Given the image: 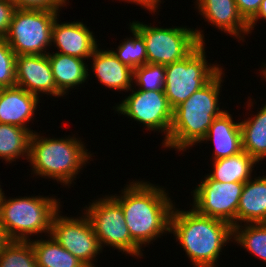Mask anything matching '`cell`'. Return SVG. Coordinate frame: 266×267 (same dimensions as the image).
<instances>
[{
	"label": "cell",
	"mask_w": 266,
	"mask_h": 267,
	"mask_svg": "<svg viewBox=\"0 0 266 267\" xmlns=\"http://www.w3.org/2000/svg\"><path fill=\"white\" fill-rule=\"evenodd\" d=\"M233 241L266 263V223L239 224L233 227Z\"/></svg>",
	"instance_id": "25"
},
{
	"label": "cell",
	"mask_w": 266,
	"mask_h": 267,
	"mask_svg": "<svg viewBox=\"0 0 266 267\" xmlns=\"http://www.w3.org/2000/svg\"><path fill=\"white\" fill-rule=\"evenodd\" d=\"M253 179L244 183L237 208L236 226L242 222L266 223V176Z\"/></svg>",
	"instance_id": "19"
},
{
	"label": "cell",
	"mask_w": 266,
	"mask_h": 267,
	"mask_svg": "<svg viewBox=\"0 0 266 267\" xmlns=\"http://www.w3.org/2000/svg\"><path fill=\"white\" fill-rule=\"evenodd\" d=\"M55 19L52 27L51 44L56 45L57 53L77 57L86 61L98 47L94 33L80 21L58 23Z\"/></svg>",
	"instance_id": "14"
},
{
	"label": "cell",
	"mask_w": 266,
	"mask_h": 267,
	"mask_svg": "<svg viewBox=\"0 0 266 267\" xmlns=\"http://www.w3.org/2000/svg\"><path fill=\"white\" fill-rule=\"evenodd\" d=\"M16 86L36 96H63L56 87L48 54L16 56Z\"/></svg>",
	"instance_id": "13"
},
{
	"label": "cell",
	"mask_w": 266,
	"mask_h": 267,
	"mask_svg": "<svg viewBox=\"0 0 266 267\" xmlns=\"http://www.w3.org/2000/svg\"><path fill=\"white\" fill-rule=\"evenodd\" d=\"M51 71L56 87L62 95L68 90L87 82L90 76L88 65L83 59L61 53H48Z\"/></svg>",
	"instance_id": "20"
},
{
	"label": "cell",
	"mask_w": 266,
	"mask_h": 267,
	"mask_svg": "<svg viewBox=\"0 0 266 267\" xmlns=\"http://www.w3.org/2000/svg\"><path fill=\"white\" fill-rule=\"evenodd\" d=\"M48 239L30 240L37 267H87L72 253L63 248L51 235Z\"/></svg>",
	"instance_id": "23"
},
{
	"label": "cell",
	"mask_w": 266,
	"mask_h": 267,
	"mask_svg": "<svg viewBox=\"0 0 266 267\" xmlns=\"http://www.w3.org/2000/svg\"><path fill=\"white\" fill-rule=\"evenodd\" d=\"M257 163L252 156L242 151L234 156L213 160L214 168L208 175L218 182L245 183L251 179L252 171Z\"/></svg>",
	"instance_id": "21"
},
{
	"label": "cell",
	"mask_w": 266,
	"mask_h": 267,
	"mask_svg": "<svg viewBox=\"0 0 266 267\" xmlns=\"http://www.w3.org/2000/svg\"><path fill=\"white\" fill-rule=\"evenodd\" d=\"M55 197L0 198V225L10 240L29 241L34 234L50 235L54 214L61 208ZM30 235V236H29Z\"/></svg>",
	"instance_id": "5"
},
{
	"label": "cell",
	"mask_w": 266,
	"mask_h": 267,
	"mask_svg": "<svg viewBox=\"0 0 266 267\" xmlns=\"http://www.w3.org/2000/svg\"><path fill=\"white\" fill-rule=\"evenodd\" d=\"M90 59L93 74L102 85L115 91H129L133 87V69L120 62L111 50L97 47Z\"/></svg>",
	"instance_id": "17"
},
{
	"label": "cell",
	"mask_w": 266,
	"mask_h": 267,
	"mask_svg": "<svg viewBox=\"0 0 266 267\" xmlns=\"http://www.w3.org/2000/svg\"><path fill=\"white\" fill-rule=\"evenodd\" d=\"M126 186L120 196H111L123 210L131 238L142 248L169 232L175 203L165 188L149 181L133 180Z\"/></svg>",
	"instance_id": "1"
},
{
	"label": "cell",
	"mask_w": 266,
	"mask_h": 267,
	"mask_svg": "<svg viewBox=\"0 0 266 267\" xmlns=\"http://www.w3.org/2000/svg\"><path fill=\"white\" fill-rule=\"evenodd\" d=\"M252 116L240 122L242 150L259 163L266 158V104Z\"/></svg>",
	"instance_id": "22"
},
{
	"label": "cell",
	"mask_w": 266,
	"mask_h": 267,
	"mask_svg": "<svg viewBox=\"0 0 266 267\" xmlns=\"http://www.w3.org/2000/svg\"><path fill=\"white\" fill-rule=\"evenodd\" d=\"M259 19L266 20V0H262L259 11L257 14L248 22V29L249 32L251 33L252 30L254 29L257 21Z\"/></svg>",
	"instance_id": "34"
},
{
	"label": "cell",
	"mask_w": 266,
	"mask_h": 267,
	"mask_svg": "<svg viewBox=\"0 0 266 267\" xmlns=\"http://www.w3.org/2000/svg\"><path fill=\"white\" fill-rule=\"evenodd\" d=\"M127 3H134V4H138L141 7L147 8L148 11H150V13L152 12H157L156 10L159 9L158 6L160 5L159 3H161V0H123Z\"/></svg>",
	"instance_id": "33"
},
{
	"label": "cell",
	"mask_w": 266,
	"mask_h": 267,
	"mask_svg": "<svg viewBox=\"0 0 266 267\" xmlns=\"http://www.w3.org/2000/svg\"><path fill=\"white\" fill-rule=\"evenodd\" d=\"M60 209L54 214L50 235L67 251L87 267H95L94 260L102 250L88 216H61Z\"/></svg>",
	"instance_id": "10"
},
{
	"label": "cell",
	"mask_w": 266,
	"mask_h": 267,
	"mask_svg": "<svg viewBox=\"0 0 266 267\" xmlns=\"http://www.w3.org/2000/svg\"><path fill=\"white\" fill-rule=\"evenodd\" d=\"M84 143L70 135L66 138L43 137L33 132L30 137L29 160L32 174L71 186L88 160L93 159ZM81 169V170H80ZM79 172V173H78Z\"/></svg>",
	"instance_id": "4"
},
{
	"label": "cell",
	"mask_w": 266,
	"mask_h": 267,
	"mask_svg": "<svg viewBox=\"0 0 266 267\" xmlns=\"http://www.w3.org/2000/svg\"><path fill=\"white\" fill-rule=\"evenodd\" d=\"M39 97L18 86L2 88L0 91V123L16 125L28 129L31 133L35 132L28 127V124L33 120L40 102Z\"/></svg>",
	"instance_id": "16"
},
{
	"label": "cell",
	"mask_w": 266,
	"mask_h": 267,
	"mask_svg": "<svg viewBox=\"0 0 266 267\" xmlns=\"http://www.w3.org/2000/svg\"><path fill=\"white\" fill-rule=\"evenodd\" d=\"M223 68L201 89L173 109L172 123L165 148L186 151L206 136L213 120L225 110L219 106Z\"/></svg>",
	"instance_id": "3"
},
{
	"label": "cell",
	"mask_w": 266,
	"mask_h": 267,
	"mask_svg": "<svg viewBox=\"0 0 266 267\" xmlns=\"http://www.w3.org/2000/svg\"><path fill=\"white\" fill-rule=\"evenodd\" d=\"M0 267H37L31 240H11L0 253Z\"/></svg>",
	"instance_id": "27"
},
{
	"label": "cell",
	"mask_w": 266,
	"mask_h": 267,
	"mask_svg": "<svg viewBox=\"0 0 266 267\" xmlns=\"http://www.w3.org/2000/svg\"><path fill=\"white\" fill-rule=\"evenodd\" d=\"M263 66H264V68H263ZM263 66L261 68L262 69L261 74L264 76L263 79H265V81H266V64L263 63Z\"/></svg>",
	"instance_id": "36"
},
{
	"label": "cell",
	"mask_w": 266,
	"mask_h": 267,
	"mask_svg": "<svg viewBox=\"0 0 266 267\" xmlns=\"http://www.w3.org/2000/svg\"><path fill=\"white\" fill-rule=\"evenodd\" d=\"M172 209L170 230L193 267H216L222 247L233 242V226L226 221L198 214L193 208Z\"/></svg>",
	"instance_id": "2"
},
{
	"label": "cell",
	"mask_w": 266,
	"mask_h": 267,
	"mask_svg": "<svg viewBox=\"0 0 266 267\" xmlns=\"http://www.w3.org/2000/svg\"><path fill=\"white\" fill-rule=\"evenodd\" d=\"M195 2L199 14L210 25L216 26L224 33L235 36L234 38H239L242 42L244 35L250 34L248 22L240 14L235 0H196Z\"/></svg>",
	"instance_id": "15"
},
{
	"label": "cell",
	"mask_w": 266,
	"mask_h": 267,
	"mask_svg": "<svg viewBox=\"0 0 266 267\" xmlns=\"http://www.w3.org/2000/svg\"><path fill=\"white\" fill-rule=\"evenodd\" d=\"M130 91L131 95L129 94L114 109L121 115L142 123L149 131L163 132L164 143L168 139L173 117V109L164 91H134V88Z\"/></svg>",
	"instance_id": "11"
},
{
	"label": "cell",
	"mask_w": 266,
	"mask_h": 267,
	"mask_svg": "<svg viewBox=\"0 0 266 267\" xmlns=\"http://www.w3.org/2000/svg\"><path fill=\"white\" fill-rule=\"evenodd\" d=\"M130 25L143 37L147 63L168 65L183 60L201 43L205 44L202 30L187 27H156L133 21Z\"/></svg>",
	"instance_id": "6"
},
{
	"label": "cell",
	"mask_w": 266,
	"mask_h": 267,
	"mask_svg": "<svg viewBox=\"0 0 266 267\" xmlns=\"http://www.w3.org/2000/svg\"><path fill=\"white\" fill-rule=\"evenodd\" d=\"M31 134L28 129L0 123V159L7 163L20 157L29 160Z\"/></svg>",
	"instance_id": "24"
},
{
	"label": "cell",
	"mask_w": 266,
	"mask_h": 267,
	"mask_svg": "<svg viewBox=\"0 0 266 267\" xmlns=\"http://www.w3.org/2000/svg\"><path fill=\"white\" fill-rule=\"evenodd\" d=\"M242 17L249 22L259 11L262 0H235Z\"/></svg>",
	"instance_id": "32"
},
{
	"label": "cell",
	"mask_w": 266,
	"mask_h": 267,
	"mask_svg": "<svg viewBox=\"0 0 266 267\" xmlns=\"http://www.w3.org/2000/svg\"><path fill=\"white\" fill-rule=\"evenodd\" d=\"M2 195H3V191H2V188L0 187V198H1Z\"/></svg>",
	"instance_id": "37"
},
{
	"label": "cell",
	"mask_w": 266,
	"mask_h": 267,
	"mask_svg": "<svg viewBox=\"0 0 266 267\" xmlns=\"http://www.w3.org/2000/svg\"><path fill=\"white\" fill-rule=\"evenodd\" d=\"M16 9L11 0H0V38L8 33Z\"/></svg>",
	"instance_id": "31"
},
{
	"label": "cell",
	"mask_w": 266,
	"mask_h": 267,
	"mask_svg": "<svg viewBox=\"0 0 266 267\" xmlns=\"http://www.w3.org/2000/svg\"><path fill=\"white\" fill-rule=\"evenodd\" d=\"M205 45L200 44L183 60L165 66L164 93L172 109L205 86L221 69L206 60Z\"/></svg>",
	"instance_id": "7"
},
{
	"label": "cell",
	"mask_w": 266,
	"mask_h": 267,
	"mask_svg": "<svg viewBox=\"0 0 266 267\" xmlns=\"http://www.w3.org/2000/svg\"><path fill=\"white\" fill-rule=\"evenodd\" d=\"M16 54L5 38H0V87L16 86Z\"/></svg>",
	"instance_id": "29"
},
{
	"label": "cell",
	"mask_w": 266,
	"mask_h": 267,
	"mask_svg": "<svg viewBox=\"0 0 266 267\" xmlns=\"http://www.w3.org/2000/svg\"><path fill=\"white\" fill-rule=\"evenodd\" d=\"M17 9L61 10L67 6V0H11Z\"/></svg>",
	"instance_id": "30"
},
{
	"label": "cell",
	"mask_w": 266,
	"mask_h": 267,
	"mask_svg": "<svg viewBox=\"0 0 266 267\" xmlns=\"http://www.w3.org/2000/svg\"><path fill=\"white\" fill-rule=\"evenodd\" d=\"M10 241L5 229L0 225V253Z\"/></svg>",
	"instance_id": "35"
},
{
	"label": "cell",
	"mask_w": 266,
	"mask_h": 267,
	"mask_svg": "<svg viewBox=\"0 0 266 267\" xmlns=\"http://www.w3.org/2000/svg\"><path fill=\"white\" fill-rule=\"evenodd\" d=\"M244 183L218 182L206 175L193 190V209L201 215L236 226V214Z\"/></svg>",
	"instance_id": "12"
},
{
	"label": "cell",
	"mask_w": 266,
	"mask_h": 267,
	"mask_svg": "<svg viewBox=\"0 0 266 267\" xmlns=\"http://www.w3.org/2000/svg\"><path fill=\"white\" fill-rule=\"evenodd\" d=\"M60 10L16 9L4 37L19 55H46L51 44L52 27Z\"/></svg>",
	"instance_id": "8"
},
{
	"label": "cell",
	"mask_w": 266,
	"mask_h": 267,
	"mask_svg": "<svg viewBox=\"0 0 266 267\" xmlns=\"http://www.w3.org/2000/svg\"><path fill=\"white\" fill-rule=\"evenodd\" d=\"M89 203L84 213L91 221L101 249L108 245L130 256H143L141 247L131 238L120 204L111 194Z\"/></svg>",
	"instance_id": "9"
},
{
	"label": "cell",
	"mask_w": 266,
	"mask_h": 267,
	"mask_svg": "<svg viewBox=\"0 0 266 267\" xmlns=\"http://www.w3.org/2000/svg\"><path fill=\"white\" fill-rule=\"evenodd\" d=\"M129 27L133 37H127L117 50L111 51L120 62L134 70L147 63V51L143 37L131 25Z\"/></svg>",
	"instance_id": "26"
},
{
	"label": "cell",
	"mask_w": 266,
	"mask_h": 267,
	"mask_svg": "<svg viewBox=\"0 0 266 267\" xmlns=\"http://www.w3.org/2000/svg\"><path fill=\"white\" fill-rule=\"evenodd\" d=\"M165 66L146 63L133 70V82L143 91H164Z\"/></svg>",
	"instance_id": "28"
},
{
	"label": "cell",
	"mask_w": 266,
	"mask_h": 267,
	"mask_svg": "<svg viewBox=\"0 0 266 267\" xmlns=\"http://www.w3.org/2000/svg\"><path fill=\"white\" fill-rule=\"evenodd\" d=\"M233 117L226 110L215 118L202 142L213 141V160L227 158L242 152V132L240 122H234Z\"/></svg>",
	"instance_id": "18"
}]
</instances>
